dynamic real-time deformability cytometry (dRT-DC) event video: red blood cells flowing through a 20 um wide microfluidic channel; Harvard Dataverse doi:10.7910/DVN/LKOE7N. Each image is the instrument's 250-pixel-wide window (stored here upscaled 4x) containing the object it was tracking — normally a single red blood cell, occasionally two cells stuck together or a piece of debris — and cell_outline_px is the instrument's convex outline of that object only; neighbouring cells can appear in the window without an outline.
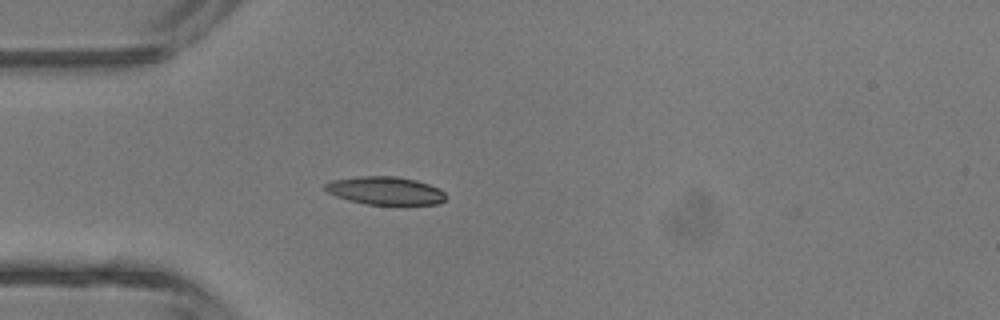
{"species": "common noctule bat (a hibernating species)", "species_latin": "Nyctalus noctula", "temperature_condition": "room temperature", "stored_images_in_passage": 2, "camera_frame_rate_fps": 3000, "um_per_image_px": 0.085, "animal": {"sex": "male", "body_mass_g": 13.3}, "frame": {"image": 1, "passage_image": 2, "time_ms": 1.333, "image_size_px": [1000, 320], "cell_outline_px": [[448, 196], [444, 200], [436, 204], [368, 204], [348, 200], [336, 196], [328, 192], [324, 188], [324, 184], [332, 180], [360, 176], [396, 176], [416, 180], [440, 188]], "centroid_in_image_um": [32.76, 16.2], "position_along_channel_um": 52.2, "area_um2": 19.65}}